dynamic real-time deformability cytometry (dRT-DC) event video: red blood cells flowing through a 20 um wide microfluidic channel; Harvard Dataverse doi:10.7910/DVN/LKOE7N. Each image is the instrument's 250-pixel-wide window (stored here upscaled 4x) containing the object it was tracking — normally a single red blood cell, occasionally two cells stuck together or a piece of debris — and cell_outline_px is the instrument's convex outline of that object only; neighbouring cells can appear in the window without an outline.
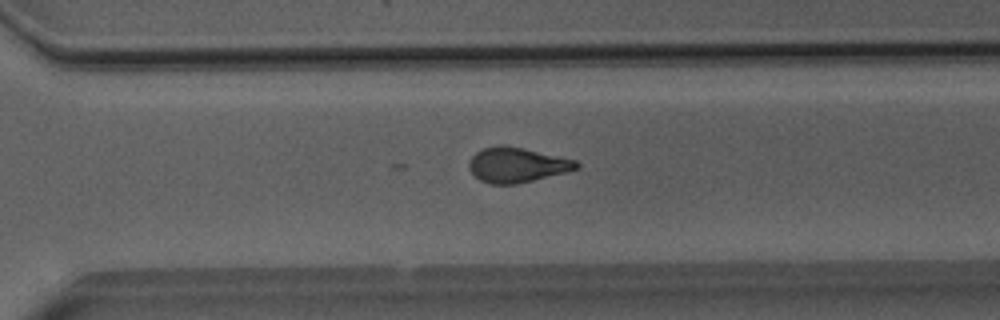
{"species": "Egyptian fruit bat (a non-hibernating species)", "species_latin": "Rousettus aegyptiacus", "temperature_condition": "room temperature", "stored_images_in_passage": 43, "camera_frame_rate_fps": 3000, "um_per_image_px": 0.085, "animal": {"sex": "male"}, "frame": {"image": 1, "passage_image": 28, "time_ms": 9.0, "image_size_px": [1000, 320], "cell_outline_px": [[580, 164], [576, 168], [564, 172], [516, 184], [488, 184], [480, 180], [468, 168], [468, 160], [476, 152], [484, 148], [524, 148], [576, 160]], "centroid_in_image_um": [43.91, 14.05], "position_along_channel_um": 326.7, "area_um2": 21.1}}
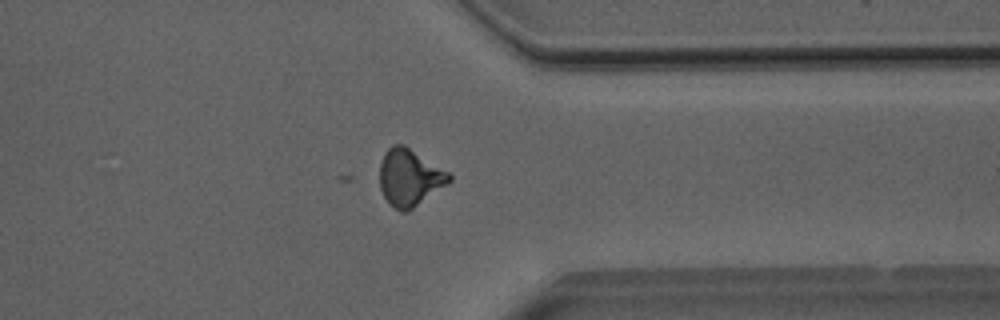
{"frame": {"image": 2, "passage_image": 32, "time_ms": 10.333, "image_size_px": [1000, 320], "cell_outline_px": [[452, 180], [448, 184], [412, 208], [404, 212], [400, 212], [388, 204], [380, 188], [380, 164], [384, 152], [392, 144], [404, 144], [448, 172], [452, 176]], "centroid_in_image_um": [34.79, 15.08], "position_along_channel_um": 376.6, "area_um2": 23.0}}
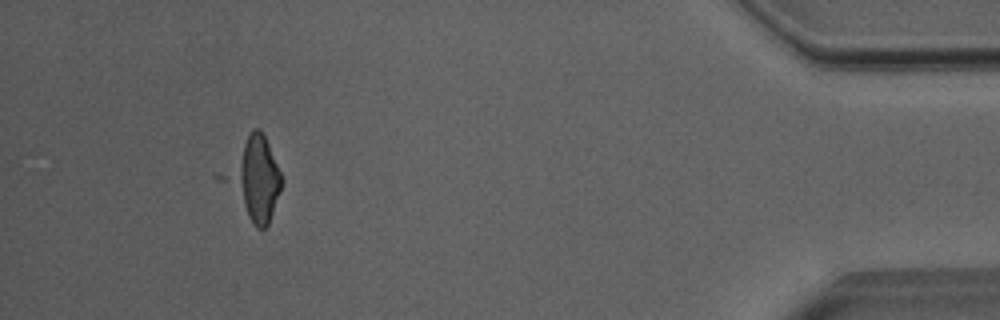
{"frame": {"image": 3, "passage_image": 39, "time_ms": 12.667, "image_size_px": [1000, 320], "cell_outline_px": [[284, 180], [268, 224], [264, 228], [256, 228], [212, 176], [252, 128], [260, 128], [268, 144]], "centroid_in_image_um": [21.42, 15.15], "position_along_channel_um": 413.8, "area_um2": 29.36}}